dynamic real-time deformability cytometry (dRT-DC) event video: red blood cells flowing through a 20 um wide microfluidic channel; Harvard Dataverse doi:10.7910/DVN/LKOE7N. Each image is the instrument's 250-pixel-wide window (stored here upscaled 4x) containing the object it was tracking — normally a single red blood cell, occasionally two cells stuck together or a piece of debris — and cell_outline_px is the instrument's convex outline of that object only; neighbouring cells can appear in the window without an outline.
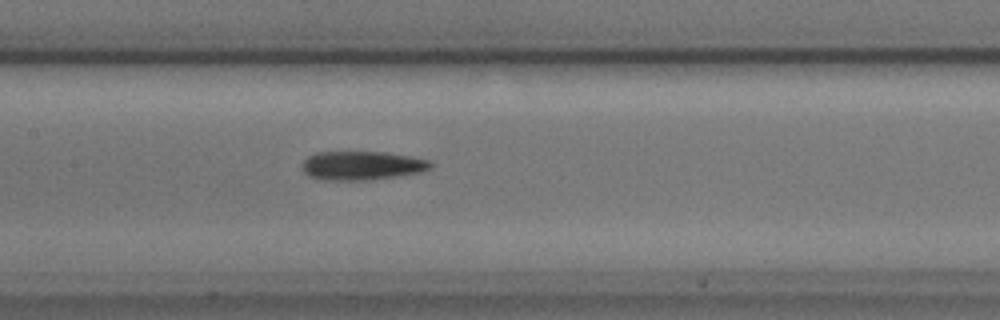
{"species": "common noctule bat (a hibernating species)", "species_latin": "Nyctalus noctula", "temperature_condition": "cold", "stored_images_in_passage": 7, "camera_frame_rate_fps": 3000, "um_per_image_px": 0.085, "animal": {"sex": "male", "body_mass_g": 17.9, "forearm_length_mm": 54.2}, "frame": {"image": 1, "passage_image": 7, "time_ms": 8.0, "image_size_px": [1000, 320], "cell_outline_px": [[432, 168], [420, 172], [396, 176], [368, 180], [320, 180], [308, 176], [300, 168], [304, 160], [308, 156], [316, 152], [384, 152], [432, 160]], "centroid_in_image_um": [30.73, 14.07], "position_along_channel_um": 176.7, "area_um2": 21.73}}